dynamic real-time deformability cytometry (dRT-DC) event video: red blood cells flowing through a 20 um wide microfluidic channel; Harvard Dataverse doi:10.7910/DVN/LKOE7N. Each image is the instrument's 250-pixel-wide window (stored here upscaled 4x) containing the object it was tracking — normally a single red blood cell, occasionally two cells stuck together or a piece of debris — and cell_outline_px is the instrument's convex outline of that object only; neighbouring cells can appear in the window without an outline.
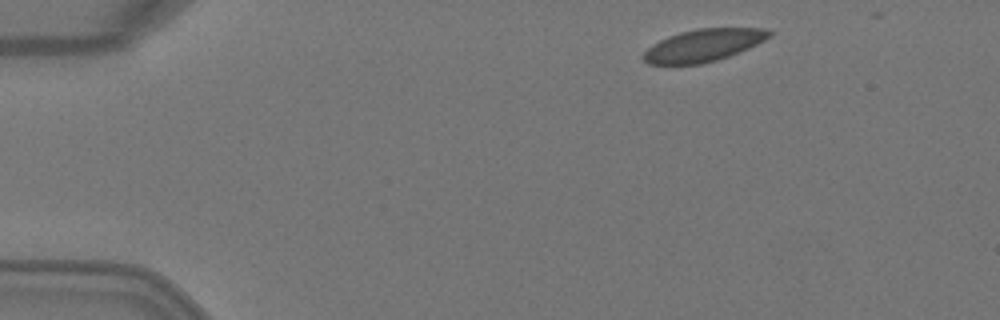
{"species": "Egyptian fruit bat (a non-hibernating species)", "species_latin": "Rousettus aegyptiacus", "temperature_condition": "warm", "stored_images_in_passage": 3, "camera_frame_rate_fps": 3000, "um_per_image_px": 0.085, "animal": {"sex": "female"}, "frame": {"image": 1, "passage_image": 1, "time_ms": 0.0, "image_size_px": [1000, 320], "cell_outline_px": [[772, 36], [748, 48], [728, 56], [716, 60], [700, 64], [648, 64], [640, 56], [652, 44], [668, 36], [680, 32], [696, 28], [764, 28], [772, 32]], "centroid_in_image_um": [59.77, 3.84], "position_along_channel_um": 25.2, "area_um2": 23.64}}